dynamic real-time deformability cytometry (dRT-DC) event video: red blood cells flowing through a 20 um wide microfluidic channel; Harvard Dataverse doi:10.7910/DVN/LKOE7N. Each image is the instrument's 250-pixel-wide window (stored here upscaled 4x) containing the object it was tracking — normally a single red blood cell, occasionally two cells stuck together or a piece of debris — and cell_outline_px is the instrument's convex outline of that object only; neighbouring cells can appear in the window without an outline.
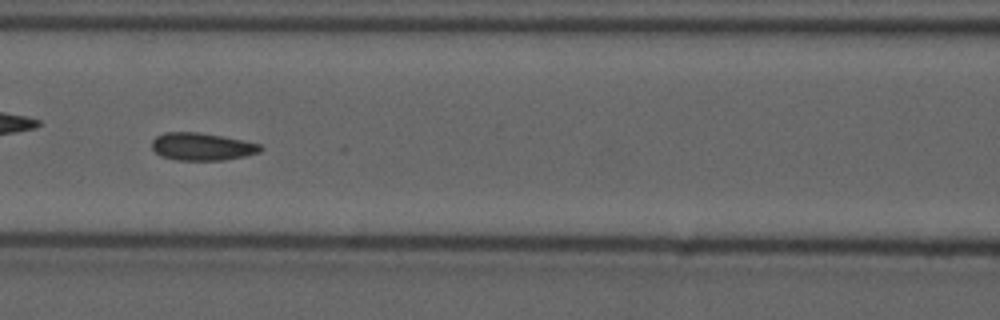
{"species": "common noctule bat (a hibernating species)", "species_latin": "Nyctalus noctula", "temperature_condition": "cold", "stored_images_in_passage": 56, "camera_frame_rate_fps": 3000, "um_per_image_px": 0.085, "animal": {"sex": "male", "forearm_length_mm": 52.5}, "frame": {"image": 1, "passage_image": 25, "time_ms": 8.0, "image_size_px": [1000, 320], "cell_outline_px": [[264, 148], [260, 152], [244, 156], [224, 160], [176, 160], [160, 156], [152, 148], [152, 140], [156, 136], [164, 132], [200, 132], [244, 140], [260, 144]], "centroid_in_image_um": [17.17, 12.46], "position_along_channel_um": 149.4, "area_um2": 17.57}}
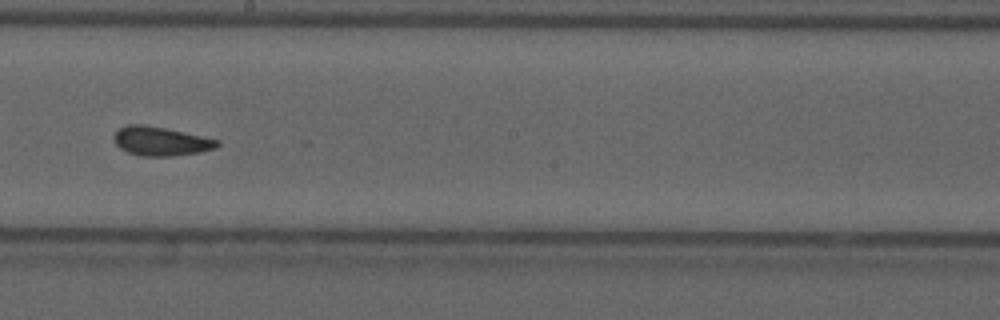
{"frame": {"image": 2, "passage_image": 32, "time_ms": 10.333, "image_size_px": [1000, 320], "cell_outline_px": [[220, 144], [216, 148], [200, 152], [172, 156], [140, 156], [128, 152], [120, 148], [116, 144], [112, 136], [120, 128], [128, 124], [144, 124], [164, 128], [220, 140]], "centroid_in_image_um": [13.66, 12.01], "position_along_channel_um": 234.5, "area_um2": 17.4}, "authors_computed_cell_mechanics": {"area_um2": 17.1666, "velocity_mm_per_s": 3.663, "shape_relaxation_time_tau1_ms": null, "shape_relaxation_time_tau2_ms": 2.0639, "deformation_change_tau1": null, "deformation_change_tau2": 0.0622}}